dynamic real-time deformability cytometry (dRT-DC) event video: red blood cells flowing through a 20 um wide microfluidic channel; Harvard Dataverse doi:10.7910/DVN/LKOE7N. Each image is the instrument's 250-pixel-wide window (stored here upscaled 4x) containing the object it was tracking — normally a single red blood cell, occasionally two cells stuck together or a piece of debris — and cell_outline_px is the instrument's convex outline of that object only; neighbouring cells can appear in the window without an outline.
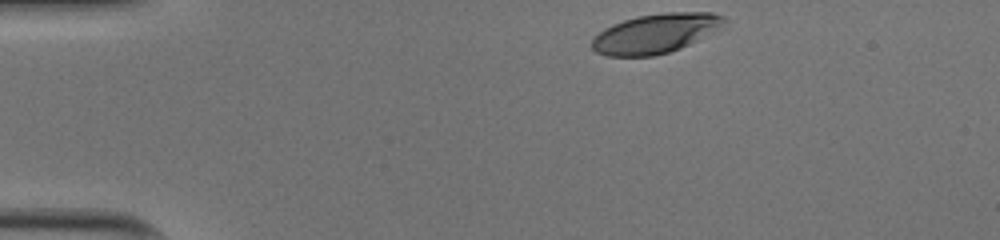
{"species": "human", "species_latin": "Homo sapiens", "temperature_condition": "cold", "stored_images_in_passage": 34, "camera_frame_rate_fps": 3000, "um_per_image_px": 0.085, "donor": {"sex": "male"}, "frame": {"image": 1, "passage_image": 1, "time_ms": 0.0, "image_size_px": [1000, 240], "cell_outline_px": [[728, 20], [696, 40], [680, 48], [668, 52], [652, 56], [608, 56], [596, 52], [592, 48], [592, 36], [604, 28], [612, 24], [636, 16], [664, 12], [712, 12], [724, 16]], "centroid_in_image_um": [55.64, 2.83], "position_along_channel_um": 29.4, "area_um2": 30.06}}
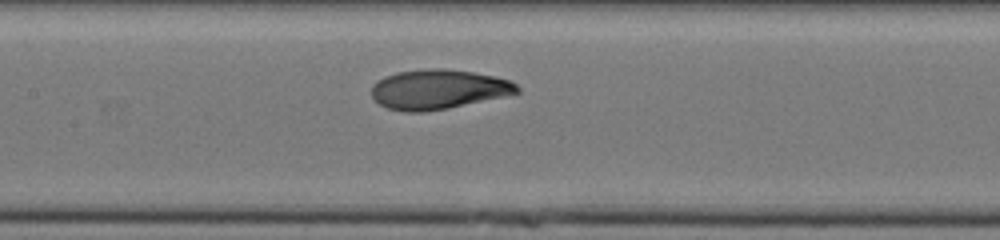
{"frame": {"image": 2, "passage_image": 17, "time_ms": 5.333, "image_size_px": [1000, 240], "cell_outline_px": [[520, 92], [504, 96], [448, 108], [424, 112], [404, 112], [388, 108], [380, 104], [372, 96], [372, 84], [376, 80], [384, 76], [396, 72], [432, 68], [444, 68], [472, 72], [512, 80], [520, 88]], "centroid_in_image_um": [37.24, 7.59], "position_along_channel_um": 170.2, "area_um2": 33.64}}
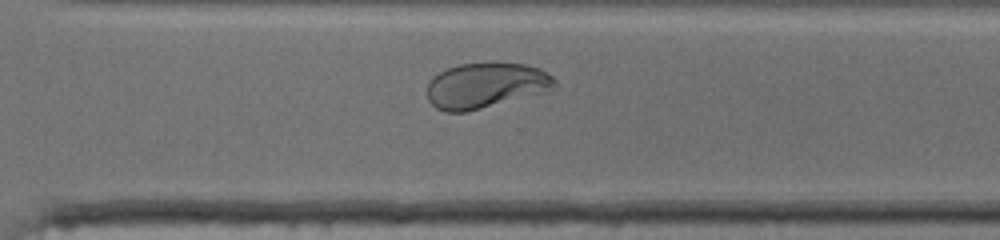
{"frame": {"image": 3, "passage_image": 29, "time_ms": 9.333, "image_size_px": [1000, 240], "cell_outline_px": [[556, 84], [552, 88], [480, 108], [464, 112], [444, 112], [436, 108], [428, 100], [428, 84], [432, 76], [448, 68], [460, 64], [524, 64], [540, 68], [552, 76], [556, 80]], "centroid_in_image_um": [41.21, 7.26], "position_along_channel_um": 329.4, "area_um2": 32.66}, "authors_computed_cell_mechanics": {"area_um2": 33.3217, "velocity_mm_per_s": 3.9932, "shape_relaxation_time_tau1_ms": 3.7598, "shape_relaxation_time_tau2_ms": 0.872, "deformation_change_tau1": 0.1912, "deformation_change_tau2": 0.0515}}